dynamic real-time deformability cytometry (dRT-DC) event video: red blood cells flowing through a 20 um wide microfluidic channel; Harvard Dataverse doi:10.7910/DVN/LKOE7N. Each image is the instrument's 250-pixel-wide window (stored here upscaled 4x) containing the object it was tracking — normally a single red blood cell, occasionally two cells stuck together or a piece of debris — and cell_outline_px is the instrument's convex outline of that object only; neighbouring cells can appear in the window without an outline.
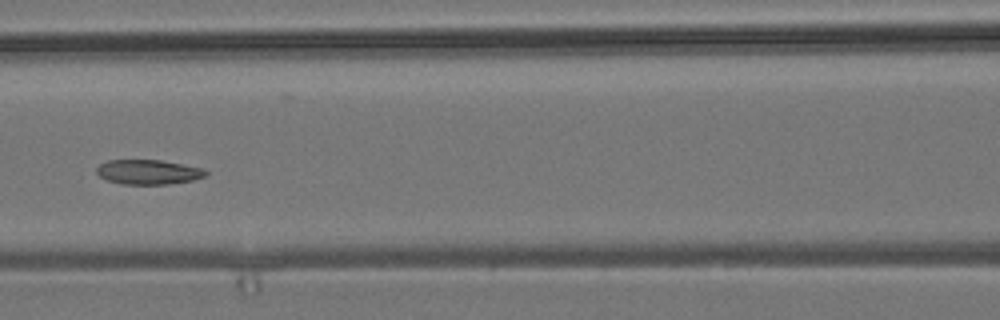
{"species": "common noctule bat (a hibernating species)", "species_latin": "Nyctalus noctula", "temperature_condition": "room temperature", "stored_images_in_passage": 9, "camera_frame_rate_fps": 3000, "um_per_image_px": 0.085, "animal": {"sex": "male", "body_mass_g": 19.2, "forearm_length_mm": 51.8}, "frame": {"image": 1, "passage_image": 6, "time_ms": 6.667, "image_size_px": [1000, 320], "cell_outline_px": [[208, 172], [204, 176], [192, 180], [168, 184], [120, 184], [108, 180], [100, 176], [96, 172], [96, 168], [100, 164], [108, 160], [160, 160], [204, 168]], "centroid_in_image_um": [12.6, 14.62], "position_along_channel_um": 154.0, "area_um2": 15.61}}
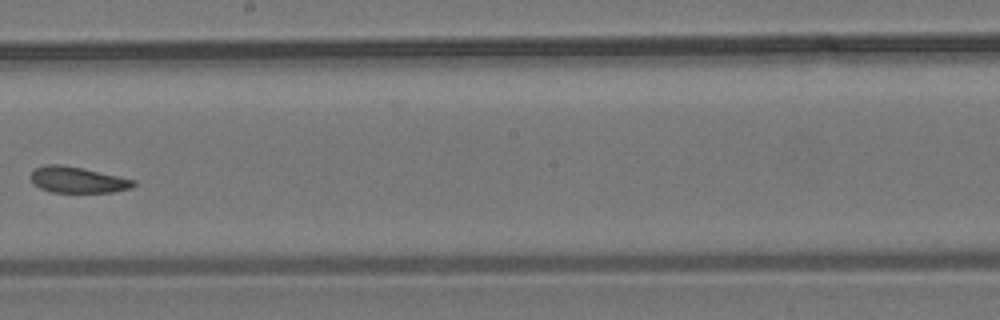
{"frame": {"image": 2, "passage_image": 8, "time_ms": 9.0, "image_size_px": [1000, 320], "cell_outline_px": [[136, 184], [132, 188], [112, 192], [52, 192], [40, 188], [32, 180], [32, 172], [36, 168], [44, 164], [60, 164], [120, 176], [136, 180]], "centroid_in_image_um": [6.64, 15.29], "position_along_channel_um": 241.6, "area_um2": 15.43}}
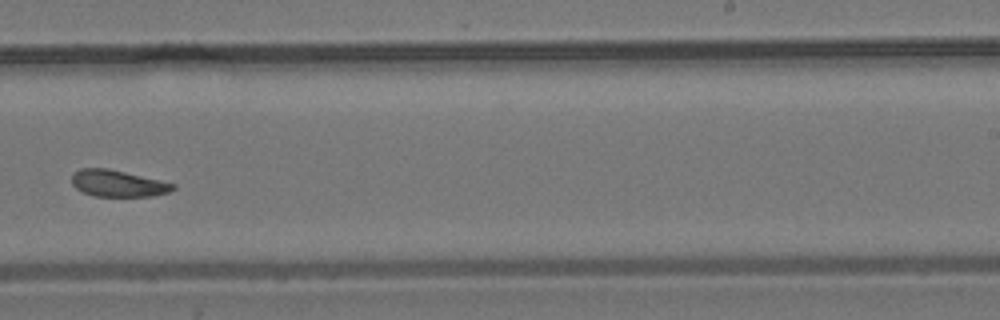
{"frame": {"image": 3, "passage_image": 9, "time_ms": 10.0, "image_size_px": [1000, 320], "cell_outline_px": [[176, 188], [168, 192], [152, 196], [92, 196], [76, 188], [72, 184], [72, 176], [80, 168], [108, 168], [176, 184]], "centroid_in_image_um": [10.02, 15.59], "position_along_channel_um": 279.0, "area_um2": 15.55}}